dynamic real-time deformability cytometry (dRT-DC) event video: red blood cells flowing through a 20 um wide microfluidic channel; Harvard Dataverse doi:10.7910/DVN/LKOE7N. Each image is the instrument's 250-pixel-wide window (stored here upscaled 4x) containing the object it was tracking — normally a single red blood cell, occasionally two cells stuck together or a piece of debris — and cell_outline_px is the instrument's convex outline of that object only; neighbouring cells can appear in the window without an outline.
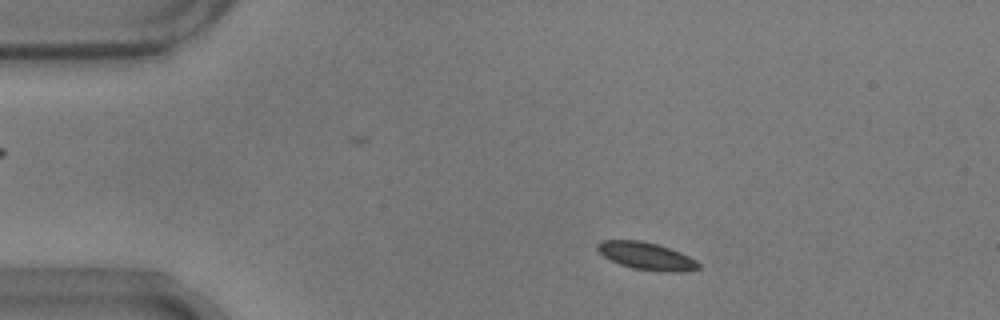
{"species": "common noctule bat (a hibernating species)", "species_latin": "Nyctalus noctula", "temperature_condition": "warm", "stored_images_in_passage": 47, "camera_frame_rate_fps": 3000, "um_per_image_px": 0.085, "animal": {"sex": "male", "body_mass_g": 17.9}, "frame": {"image": 1, "passage_image": 2, "time_ms": 0.333, "image_size_px": [1000, 320], "cell_outline_px": [[700, 268], [688, 272], [672, 272], [632, 268], [620, 264], [604, 256], [596, 248], [596, 244], [600, 240], [640, 240], [656, 244], [680, 252], [696, 260], [700, 264]], "centroid_in_image_um": [54.96, 21.76], "position_along_channel_um": 30.0, "area_um2": 16.07}}
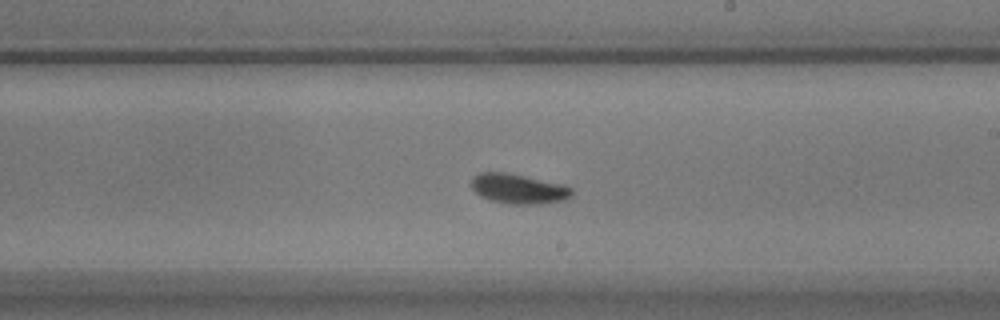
{"frame": {"image": 2, "passage_image": 24, "time_ms": 7.667, "image_size_px": [1000, 320], "cell_outline_px": [[572, 196], [564, 200], [540, 204], [508, 204], [488, 200], [480, 196], [472, 188], [472, 180], [480, 172], [504, 172], [564, 184], [572, 188]], "centroid_in_image_um": [44.09, 16.06], "position_along_channel_um": 244.9, "area_um2": 17.46}}
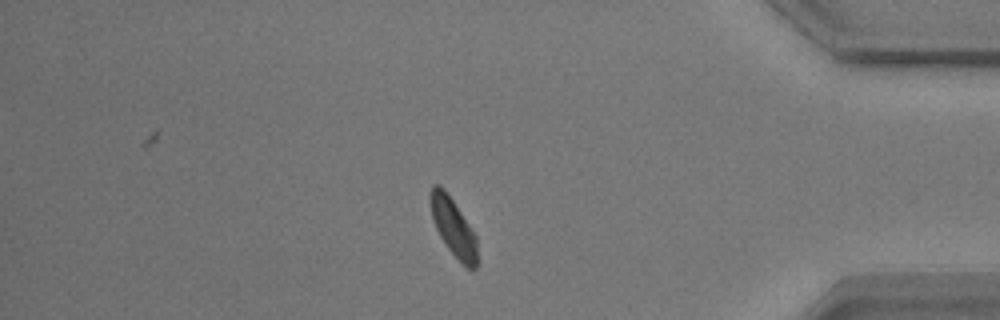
{"frame": {"image": 3, "passage_image": 39, "time_ms": 12.667, "image_size_px": [1000, 320], "cell_outline_px": [[476, 268], [472, 272], [448, 248], [440, 236], [432, 220], [428, 196], [432, 184], [440, 184], [444, 188], [476, 236]], "centroid_in_image_um": [38.47, 19.26], "position_along_channel_um": 396.7, "area_um2": 15.55}, "authors_computed_cell_mechanics": {"area_um2": 16.5886, "velocity_mm_per_s": 3.6657, "shape_relaxation_time_tau1_ms": 2.2655, "shape_relaxation_time_tau2_ms": null, "deformation_change_tau1": 0.1104, "deformation_change_tau2": null}}